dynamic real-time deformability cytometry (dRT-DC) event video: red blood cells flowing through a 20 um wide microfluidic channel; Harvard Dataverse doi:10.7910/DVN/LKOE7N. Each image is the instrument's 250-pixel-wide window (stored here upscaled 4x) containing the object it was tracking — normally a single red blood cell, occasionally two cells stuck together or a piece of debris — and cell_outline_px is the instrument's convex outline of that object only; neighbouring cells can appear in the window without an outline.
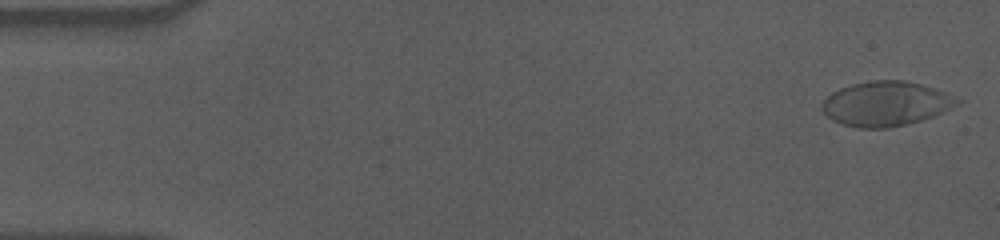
{"species": "human", "species_latin": "Homo sapiens", "temperature_condition": "cold", "stored_images_in_passage": 56, "camera_frame_rate_fps": 3000, "um_per_image_px": 0.085, "donor": {"sex": "male"}, "frame": {"image": 1, "passage_image": 1, "time_ms": 0.0, "image_size_px": [1000, 240], "cell_outline_px": [[964, 100], [960, 104], [932, 116], [908, 124], [888, 128], [860, 128], [844, 124], [832, 120], [820, 108], [824, 100], [832, 92], [840, 88], [852, 84], [872, 80], [904, 80], [936, 88]], "centroid_in_image_um": [75.32, 8.81], "position_along_channel_um": 9.7, "area_um2": 35.14}}
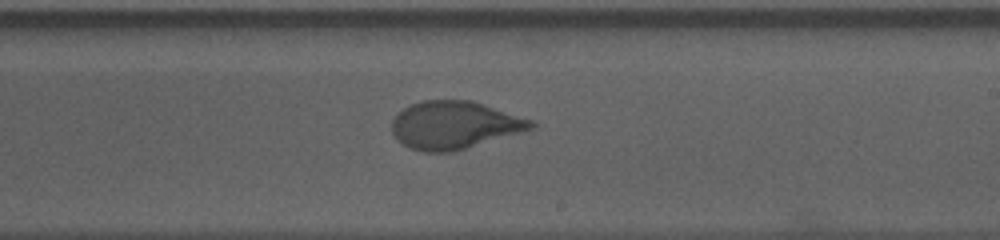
{"frame": {"image": 2, "passage_image": 33, "time_ms": 10.667, "image_size_px": [1000, 240], "cell_outline_px": [[536, 128], [464, 148], [448, 152], [424, 152], [408, 148], [392, 132], [392, 120], [404, 108], [412, 104], [424, 100], [472, 100], [532, 120], [536, 124]], "centroid_in_image_um": [38.63, 10.62], "position_along_channel_um": 250.4, "area_um2": 38.26}}
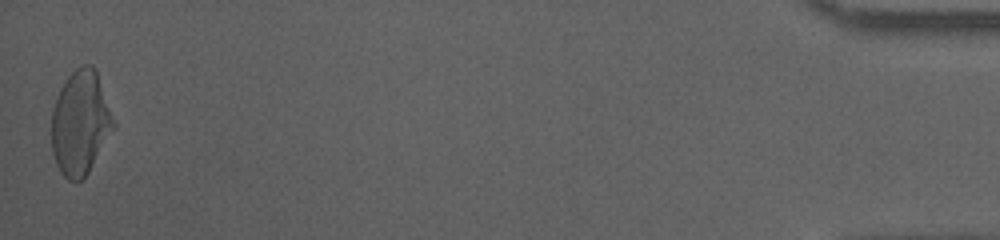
{"frame": {"image": 3, "passage_image": 56, "time_ms": 18.333, "image_size_px": [1000, 240], "cell_outline_px": [[116, 128], [88, 172], [80, 180], [68, 180], [60, 172], [56, 164], [52, 152], [52, 108], [60, 88], [68, 76], [80, 64], [92, 64], [96, 68], [116, 124]], "centroid_in_image_um": [6.85, 10.41], "position_along_channel_um": 428.4, "area_um2": 37.92}, "authors_computed_cell_mechanics": {"area_um2": 37.8012, "velocity_mm_per_s": 3.5424, "shape_relaxation_time_tau1_ms": 6.4562, "shape_relaxation_time_tau2_ms": 0.7036, "deformation_change_tau1": 0.208, "deformation_change_tau2": 0.0562}}